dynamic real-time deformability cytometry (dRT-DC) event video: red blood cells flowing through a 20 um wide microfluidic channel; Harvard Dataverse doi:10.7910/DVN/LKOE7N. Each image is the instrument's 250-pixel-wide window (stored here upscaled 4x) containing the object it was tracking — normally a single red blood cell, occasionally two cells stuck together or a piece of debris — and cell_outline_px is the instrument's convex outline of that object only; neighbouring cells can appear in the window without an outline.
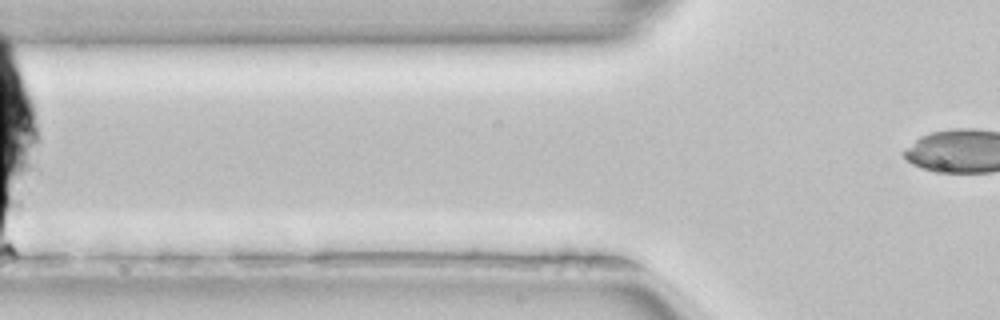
{"species": "common noctule bat (a hibernating species)", "species_latin": "Nyctalus noctula", "temperature_condition": "room temperature", "stored_images_in_passage": 4, "camera_frame_rate_fps": 3000, "um_per_image_px": 0.085, "animal": {"sex": "female", "body_mass_g": 22.7, "forearm_length_mm": 54.2}, "frame": {"image": 1, "passage_image": 4, "time_ms": 1.0, "image_size_px": [1000, 320], "cell_outline_px": [[464, 28], [440, 32], [392, 36], [344, 36], [372, 24], [456, 16], [464, 16]], "centroid_in_image_um": [35.0, 2.31], "position_along_channel_um": 90.8, "area_um2": 10.35}}